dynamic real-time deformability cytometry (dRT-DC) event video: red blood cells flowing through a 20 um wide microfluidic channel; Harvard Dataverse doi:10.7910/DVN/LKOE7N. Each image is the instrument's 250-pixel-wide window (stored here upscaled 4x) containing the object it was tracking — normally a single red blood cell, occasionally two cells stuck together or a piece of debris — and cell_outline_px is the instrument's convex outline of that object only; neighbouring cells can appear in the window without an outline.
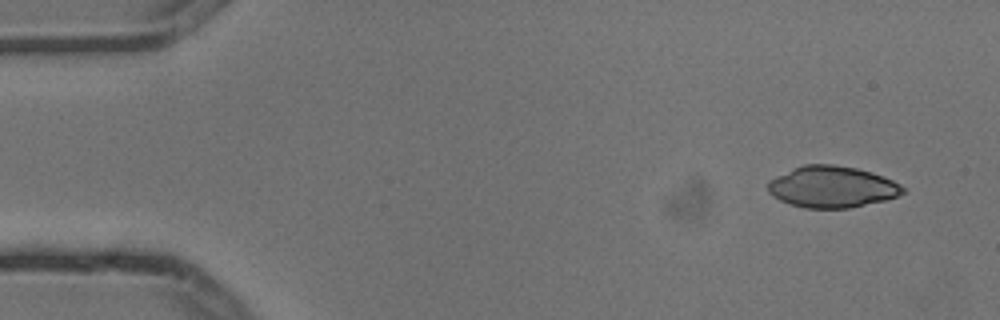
{"species": "common noctule bat (a hibernating species)", "species_latin": "Nyctalus noctula", "temperature_condition": "cold", "stored_images_in_passage": 4, "camera_frame_rate_fps": 3000, "um_per_image_px": 0.085, "animal": {"sex": "male", "body_mass_g": 13.3}, "frame": {"image": 1, "passage_image": 1, "time_ms": 0.0, "image_size_px": [1000, 320], "cell_outline_px": [[904, 192], [896, 196], [884, 200], [848, 208], [804, 208], [780, 200], [772, 196], [768, 192], [768, 180], [792, 168], [804, 164], [832, 164], [856, 168], [872, 172], [892, 180], [900, 184], [904, 188]], "centroid_in_image_um": [70.68, 15.87], "position_along_channel_um": 14.3, "area_um2": 32.48}}